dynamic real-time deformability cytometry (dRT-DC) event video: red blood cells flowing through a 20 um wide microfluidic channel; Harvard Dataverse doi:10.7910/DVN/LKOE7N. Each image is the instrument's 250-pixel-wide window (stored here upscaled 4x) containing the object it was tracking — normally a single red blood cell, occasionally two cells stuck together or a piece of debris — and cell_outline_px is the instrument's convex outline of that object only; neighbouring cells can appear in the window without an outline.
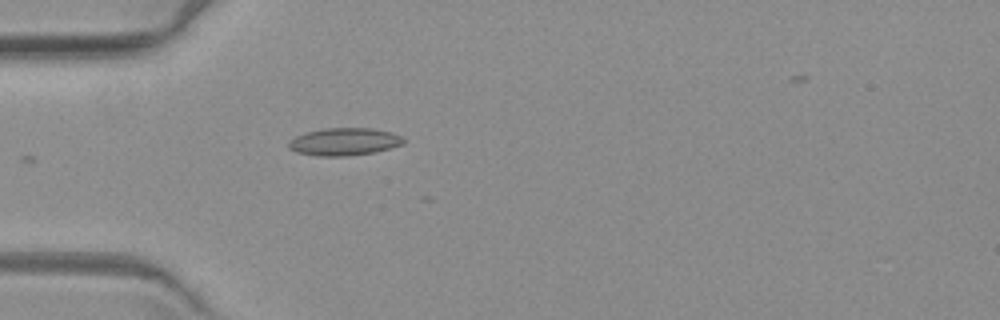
{"species": "common noctule bat (a hibernating species)", "species_latin": "Nyctalus noctula", "temperature_condition": "warm", "stored_images_in_passage": 6, "camera_frame_rate_fps": 3000, "um_per_image_px": 0.085, "animal": {"sex": "female", "body_mass_g": 19.3, "forearm_length_mm": 54.1}, "frame": {"image": 1, "passage_image": 6, "time_ms": 7.0, "image_size_px": [1000, 320], "cell_outline_px": [[404, 144], [376, 152], [344, 156], [316, 156], [296, 152], [288, 148], [288, 144], [296, 136], [304, 132], [324, 128], [372, 128], [392, 132], [400, 136], [404, 140]], "centroid_in_image_um": [29.26, 12.04], "position_along_channel_um": 55.7, "area_um2": 18.5}}